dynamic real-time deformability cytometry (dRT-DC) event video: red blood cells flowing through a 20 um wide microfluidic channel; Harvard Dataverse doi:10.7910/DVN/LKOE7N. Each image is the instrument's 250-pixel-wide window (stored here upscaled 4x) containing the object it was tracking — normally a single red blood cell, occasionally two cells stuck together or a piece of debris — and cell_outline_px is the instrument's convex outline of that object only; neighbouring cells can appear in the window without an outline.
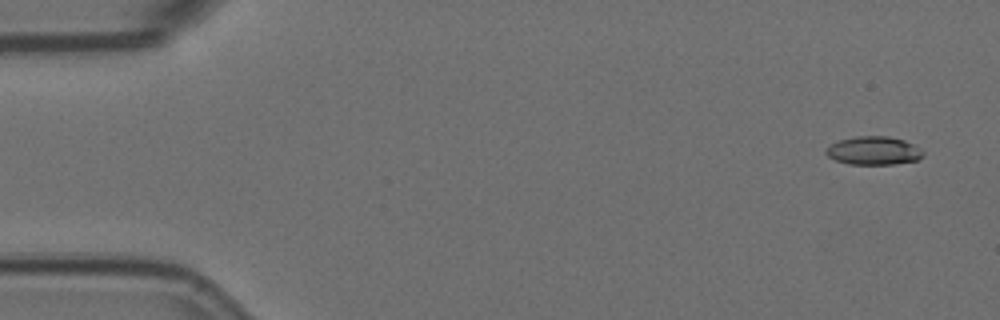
{"species": "Egyptian fruit bat (a non-hibernating species)", "species_latin": "Rousettus aegyptiacus", "temperature_condition": "room temperature", "stored_images_in_passage": 57, "camera_frame_rate_fps": 3000, "um_per_image_px": 0.085, "animal": {"sex": "female"}, "frame": {"image": 1, "passage_image": 3, "time_ms": 0.667, "image_size_px": [1000, 320], "cell_outline_px": [[924, 156], [916, 160], [892, 164], [848, 164], [836, 160], [828, 156], [824, 152], [832, 144], [840, 140], [856, 136], [888, 136], [904, 140], [912, 144], [924, 152]], "centroid_in_image_um": [74.26, 12.8], "position_along_channel_um": 10.7, "area_um2": 15.84}}
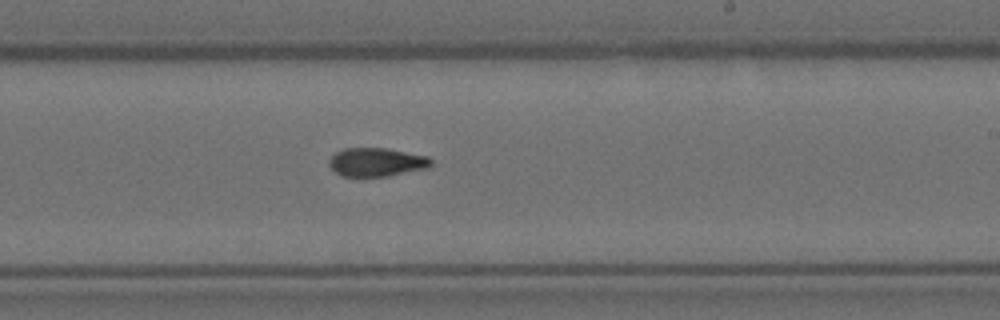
{"frame": {"image": 2, "passage_image": 34, "time_ms": 11.0, "image_size_px": [1000, 320], "cell_outline_px": [[432, 164], [428, 168], [388, 176], [340, 176], [328, 164], [328, 160], [336, 152], [344, 148], [384, 148], [428, 156], [432, 160]], "centroid_in_image_um": [32.0, 13.78], "position_along_channel_um": 257.0, "area_um2": 16.94}}
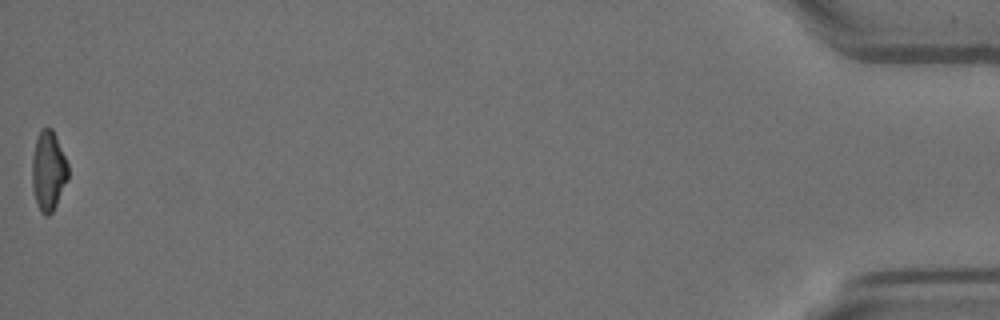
{"frame": {"image": 3, "passage_image": 57, "time_ms": 18.667, "image_size_px": [1000, 320], "cell_outline_px": [[68, 180], [52, 212], [48, 216], [44, 216], [40, 212], [32, 188], [32, 156], [36, 140], [40, 128], [52, 128], [56, 136], [68, 164]], "centroid_in_image_um": [4.11, 14.52], "position_along_channel_um": 431.1, "area_um2": 16.76}, "authors_computed_cell_mechanics": {"area_um2": 17.1666, "velocity_mm_per_s": 3.5848, "shape_relaxation_time_tau1_ms": 9.1089, "shape_relaxation_time_tau2_ms": 5.215, "deformation_change_tau1": 0.2327, "deformation_change_tau2": 0.1011}}